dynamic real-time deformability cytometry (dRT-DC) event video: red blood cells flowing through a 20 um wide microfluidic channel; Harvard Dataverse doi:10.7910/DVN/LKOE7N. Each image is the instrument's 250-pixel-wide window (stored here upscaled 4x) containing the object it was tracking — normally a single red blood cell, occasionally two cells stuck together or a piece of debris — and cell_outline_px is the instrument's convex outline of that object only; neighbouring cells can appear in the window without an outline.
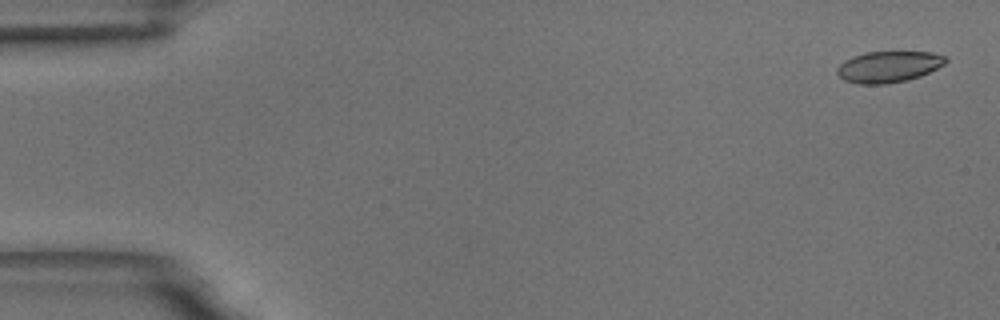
{"species": "common noctule bat (a hibernating species)", "species_latin": "Nyctalus noctula", "temperature_condition": "room temperature", "stored_images_in_passage": 55, "camera_frame_rate_fps": 3000, "um_per_image_px": 0.085, "animal": {"sex": "male", "body_mass_g": 18.8}, "frame": {"image": 1, "passage_image": 2, "time_ms": 0.333, "image_size_px": [1000, 320], "cell_outline_px": [[948, 60], [944, 64], [920, 76], [908, 80], [888, 84], [860, 84], [844, 80], [836, 72], [836, 68], [844, 60], [852, 56], [864, 52], [932, 52], [944, 56]], "centroid_in_image_um": [75.49, 5.67], "position_along_channel_um": 9.5, "area_um2": 19.77}}
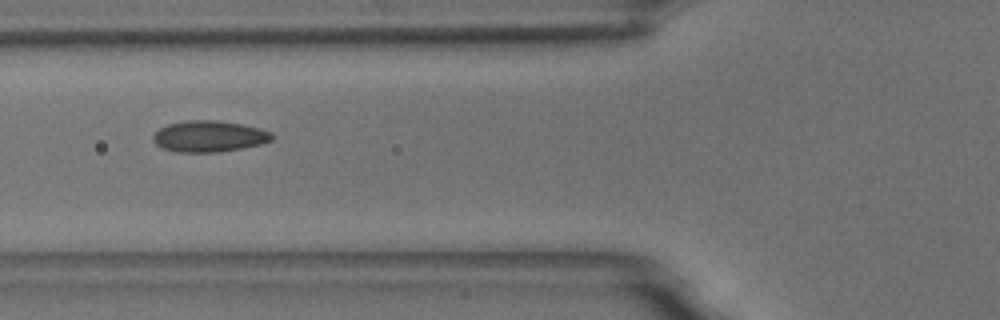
{"frame": {"image": 2, "passage_image": 21, "time_ms": 6.667, "image_size_px": [1000, 320], "cell_outline_px": [[272, 140], [260, 144], [220, 152], [180, 152], [164, 148], [156, 144], [152, 140], [152, 136], [160, 128], [168, 124], [188, 120], [216, 120], [244, 124], [260, 128], [272, 132]], "centroid_in_image_um": [17.78, 11.58], "position_along_channel_um": 108.0, "area_um2": 21.56}}
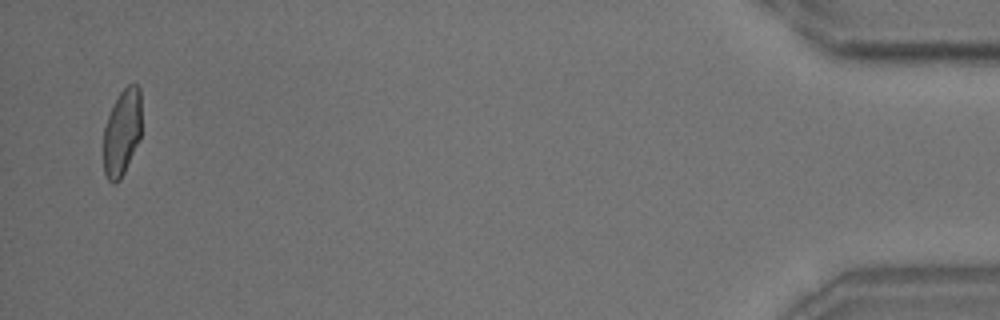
{"frame": {"image": 3, "passage_image": 54, "time_ms": 17.667, "image_size_px": [1000, 320], "cell_outline_px": [[140, 140], [120, 180], [116, 184], [112, 184], [108, 180], [104, 172], [104, 128], [108, 116], [120, 92], [128, 84], [136, 84], [140, 88]], "centroid_in_image_um": [10.37, 11.29], "position_along_channel_um": 424.8, "area_um2": 19.07}, "authors_computed_cell_mechanics": {"area_um2": 20.2878, "velocity_mm_per_s": 3.6494, "shape_relaxation_time_tau1_ms": 5.6044, "shape_relaxation_time_tau2_ms": 1.213, "deformation_change_tau1": 0.15, "deformation_change_tau2": 0.0544}}